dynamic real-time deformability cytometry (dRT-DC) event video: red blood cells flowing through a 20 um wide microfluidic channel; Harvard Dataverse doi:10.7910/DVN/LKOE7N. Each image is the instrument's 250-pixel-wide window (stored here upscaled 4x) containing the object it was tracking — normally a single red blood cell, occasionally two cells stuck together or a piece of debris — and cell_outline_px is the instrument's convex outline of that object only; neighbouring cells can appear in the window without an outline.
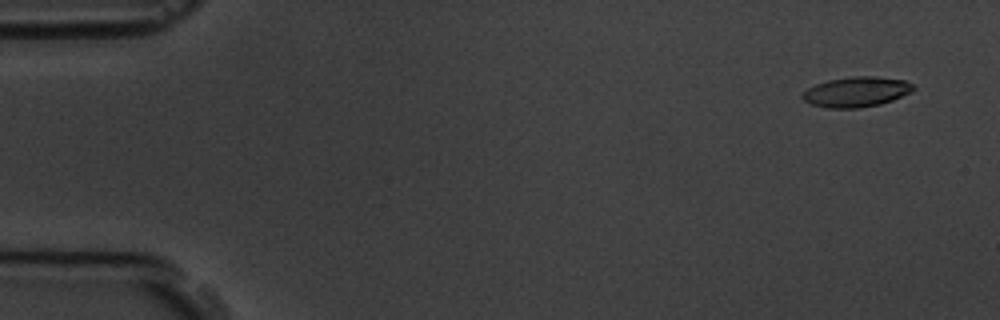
{"species": "common noctule bat (a hibernating species)", "species_latin": "Nyctalus noctula", "temperature_condition": "room temperature", "stored_images_in_passage": 5, "camera_frame_rate_fps": 3000, "um_per_image_px": 0.085, "animal": {"sex": "male", "body_mass_g": 19.5, "forearm_length_mm": 54.6}, "frame": {"image": 1, "passage_image": 1, "time_ms": 0.0, "image_size_px": [1000, 320], "cell_outline_px": [[916, 88], [912, 92], [892, 100], [880, 104], [860, 108], [828, 108], [812, 104], [804, 100], [800, 96], [808, 88], [816, 84], [828, 80], [852, 76], [876, 76], [904, 80], [912, 84]], "centroid_in_image_um": [72.81, 7.8], "position_along_channel_um": 12.2, "area_um2": 19.48}}
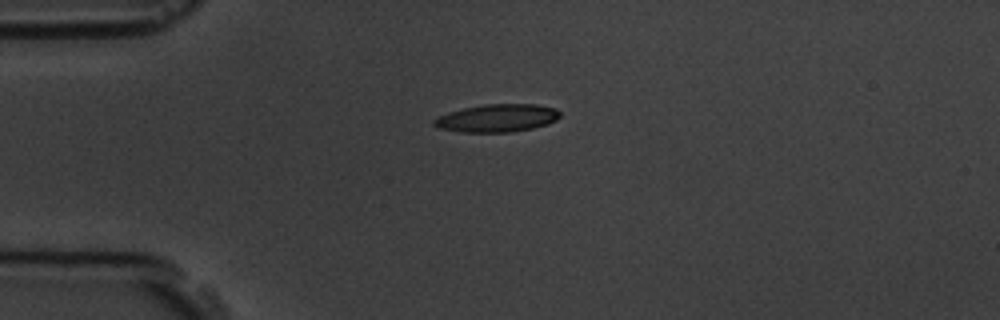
{"frame": {"image": 2, "passage_image": 4, "time_ms": 3.667, "image_size_px": [1000, 320], "cell_outline_px": [[560, 116], [556, 120], [548, 124], [532, 128], [512, 132], [460, 132], [436, 128], [432, 124], [432, 120], [436, 116], [448, 112], [464, 108], [484, 104], [536, 104], [556, 108], [560, 112]], "centroid_in_image_um": [42.21, 10.04], "position_along_channel_um": 42.8, "area_um2": 20.69}}